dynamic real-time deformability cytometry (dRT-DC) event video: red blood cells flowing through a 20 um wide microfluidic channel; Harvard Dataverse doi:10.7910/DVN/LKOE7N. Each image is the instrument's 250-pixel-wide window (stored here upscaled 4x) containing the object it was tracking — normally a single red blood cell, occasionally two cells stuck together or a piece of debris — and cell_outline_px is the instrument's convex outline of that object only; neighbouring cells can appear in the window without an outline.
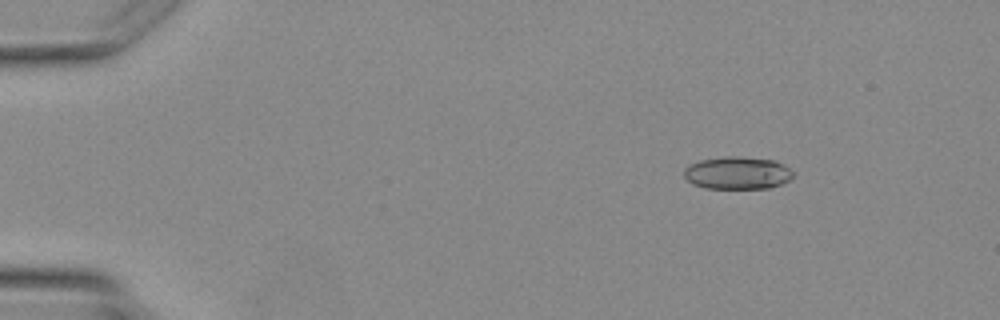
{"species": "Egyptian fruit bat (a non-hibernating species)", "species_latin": "Rousettus aegyptiacus", "temperature_condition": "warm", "stored_images_in_passage": 4, "camera_frame_rate_fps": 3000, "um_per_image_px": 0.085, "animal": {"sex": "female"}, "frame": {"image": 1, "passage_image": 2, "time_ms": 1.333, "image_size_px": [1000, 320], "cell_outline_px": [[792, 176], [788, 180], [780, 184], [768, 188], [704, 188], [692, 184], [684, 176], [684, 168], [700, 160], [724, 156], [736, 156], [772, 160], [788, 168], [792, 172]], "centroid_in_image_um": [62.62, 14.7], "position_along_channel_um": 22.4, "area_um2": 20.4}}
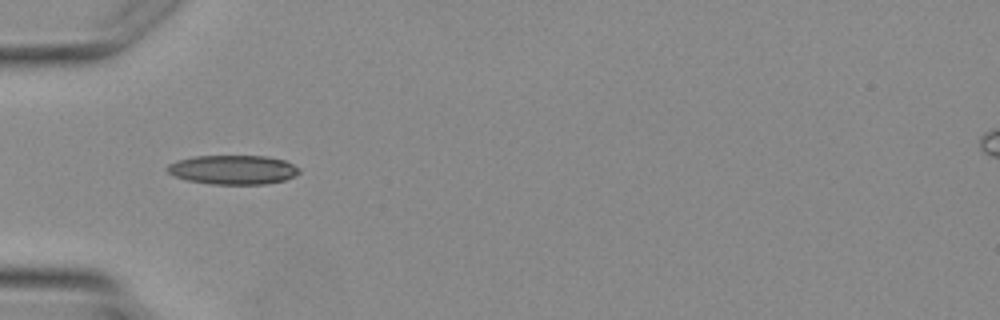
{"frame": {"image": 2, "passage_image": 4, "time_ms": 4.0, "image_size_px": [1000, 320], "cell_outline_px": [[300, 172], [284, 180], [264, 184], [212, 184], [188, 180], [176, 176], [168, 172], [164, 168], [168, 164], [176, 160], [196, 156], [268, 156], [284, 160], [300, 168]], "centroid_in_image_um": [19.79, 14.42], "position_along_channel_um": 65.2, "area_um2": 22.37}}